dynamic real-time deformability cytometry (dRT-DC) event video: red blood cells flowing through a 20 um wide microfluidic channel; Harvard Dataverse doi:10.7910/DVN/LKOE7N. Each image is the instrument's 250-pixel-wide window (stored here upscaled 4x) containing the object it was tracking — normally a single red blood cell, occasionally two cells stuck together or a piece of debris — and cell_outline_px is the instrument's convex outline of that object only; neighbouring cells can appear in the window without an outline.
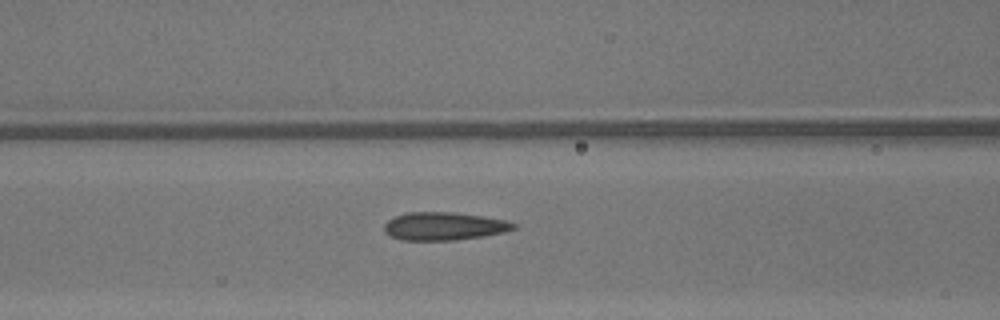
{"species": "common noctule bat (a hibernating species)", "species_latin": "Nyctalus noctula", "temperature_condition": "warm", "stored_images_in_passage": 36, "camera_frame_rate_fps": 3000, "um_per_image_px": 0.085, "animal": {"sex": "male", "body_mass_g": 13.3}, "frame": {"image": 1, "passage_image": 14, "time_ms": 4.333, "image_size_px": [1000, 320], "cell_outline_px": [[516, 228], [504, 232], [484, 236], [456, 240], [400, 240], [384, 232], [384, 224], [388, 220], [396, 216], [408, 212], [452, 212], [484, 216], [504, 220], [516, 224]], "centroid_in_image_um": [37.73, 19.23], "position_along_channel_um": 128.9, "area_um2": 21.1}}
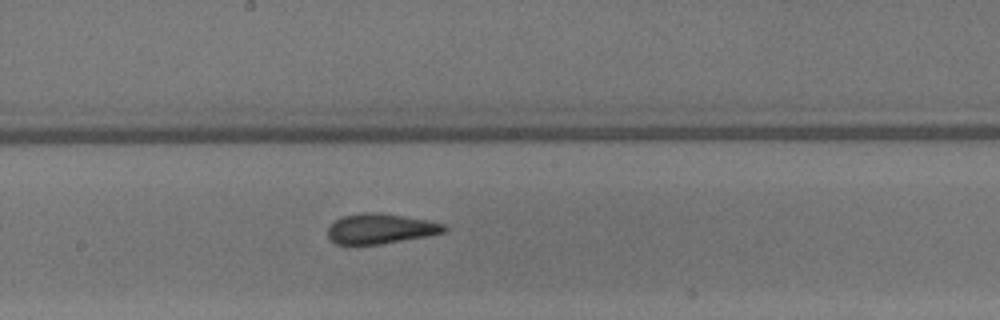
{"frame": {"image": 2, "passage_image": 20, "time_ms": 6.333, "image_size_px": [1000, 320], "cell_outline_px": [[448, 228], [444, 232], [428, 236], [380, 244], [336, 244], [328, 240], [328, 228], [336, 220], [344, 216], [364, 212], [376, 212], [424, 220], [444, 224]], "centroid_in_image_um": [32.31, 19.45], "position_along_channel_um": 215.9, "area_um2": 20.11}}
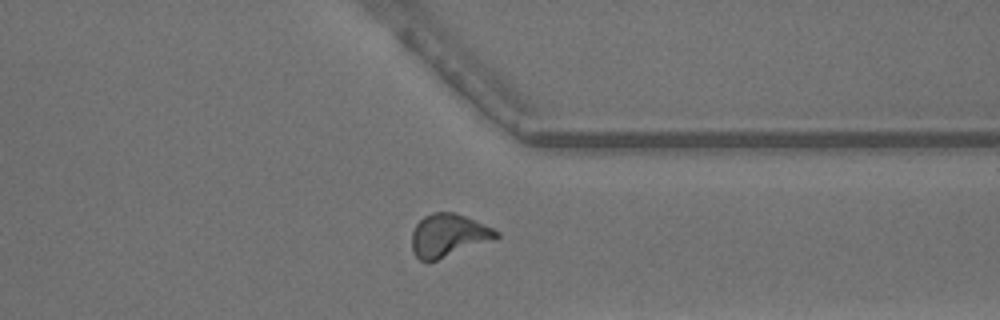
{"frame": {"image": 3, "passage_image": 31, "time_ms": 10.0, "image_size_px": [1000, 320], "cell_outline_px": [[500, 236], [428, 264], [420, 260], [412, 252], [412, 232], [416, 224], [424, 216], [432, 212], [452, 212], [464, 216], [492, 228], [500, 232]], "centroid_in_image_um": [38.05, 20.03], "position_along_channel_um": 373.4, "area_um2": 20.92}, "authors_computed_cell_mechanics": {"area_um2": 20.9525, "velocity_mm_per_s": 4.358, "shape_relaxation_time_tau1_ms": null, "shape_relaxation_time_tau2_ms": 1.4627, "deformation_change_tau1": null, "deformation_change_tau2": 0.0674}}